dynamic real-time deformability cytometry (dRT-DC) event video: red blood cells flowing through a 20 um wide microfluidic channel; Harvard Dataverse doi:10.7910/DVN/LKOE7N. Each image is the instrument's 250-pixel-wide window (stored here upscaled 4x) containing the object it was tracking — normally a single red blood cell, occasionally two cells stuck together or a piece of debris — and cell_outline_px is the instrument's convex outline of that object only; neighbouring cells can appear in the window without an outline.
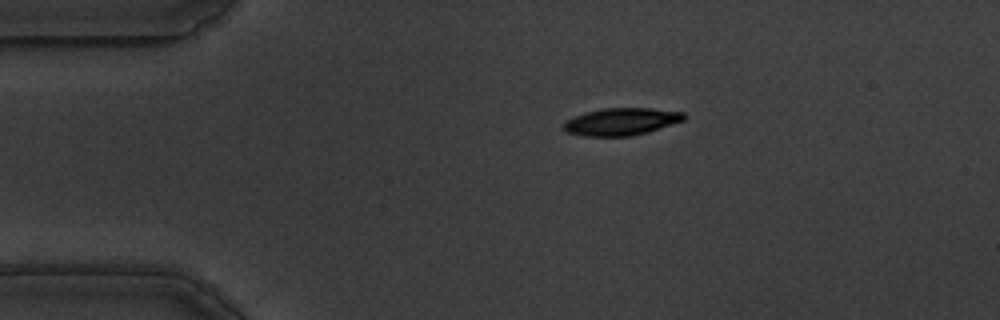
{"species": "common noctule bat (a hibernating species)", "species_latin": "Nyctalus noctula", "temperature_condition": "warm", "stored_images_in_passage": 26, "camera_frame_rate_fps": 3000, "um_per_image_px": 0.085, "animal": {"sex": "male", "body_mass_g": 19.5, "forearm_length_mm": 54.6}, "frame": {"image": 1, "passage_image": 1, "time_ms": 0.0, "image_size_px": [1000, 320], "cell_outline_px": [[684, 120], [648, 132], [632, 136], [584, 136], [568, 132], [564, 128], [564, 120], [588, 112], [604, 108], [652, 108], [684, 112]], "centroid_in_image_um": [52.83, 10.34], "position_along_channel_um": 32.2, "area_um2": 18.96}}
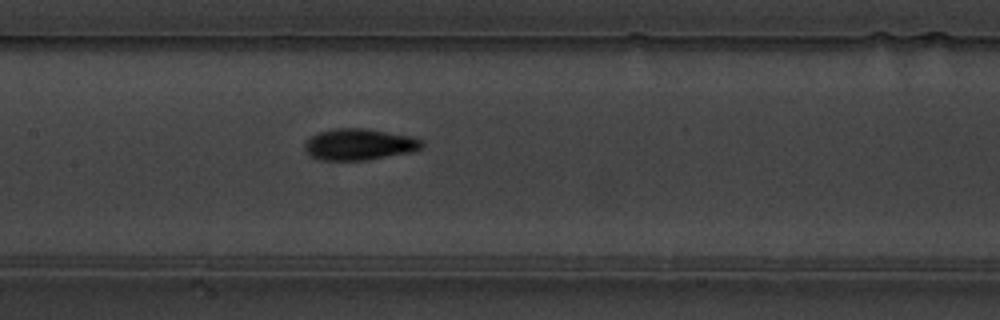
{"frame": {"image": 2, "passage_image": 17, "time_ms": 5.333, "image_size_px": [1000, 320], "cell_outline_px": [[424, 144], [420, 148], [408, 152], [364, 160], [320, 160], [304, 152], [304, 144], [312, 136], [320, 132], [336, 128], [364, 128], [416, 136]], "centroid_in_image_um": [30.52, 12.26], "position_along_channel_um": 176.9, "area_um2": 21.27}}
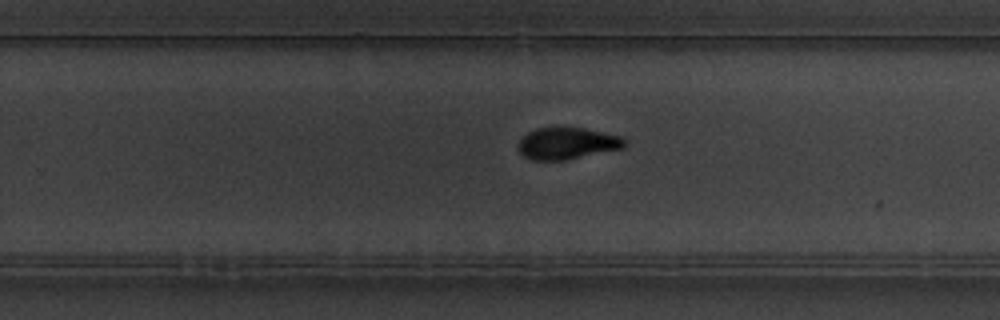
{"frame": {"image": 3, "passage_image": 26, "time_ms": 8.333, "image_size_px": [1000, 320], "cell_outline_px": [[628, 144], [624, 148], [564, 160], [532, 160], [524, 156], [520, 152], [516, 144], [528, 132], [536, 128], [564, 124], [584, 128], [620, 136]], "centroid_in_image_um": [48.18, 12.14], "position_along_channel_um": 281.6, "area_um2": 20.23}}